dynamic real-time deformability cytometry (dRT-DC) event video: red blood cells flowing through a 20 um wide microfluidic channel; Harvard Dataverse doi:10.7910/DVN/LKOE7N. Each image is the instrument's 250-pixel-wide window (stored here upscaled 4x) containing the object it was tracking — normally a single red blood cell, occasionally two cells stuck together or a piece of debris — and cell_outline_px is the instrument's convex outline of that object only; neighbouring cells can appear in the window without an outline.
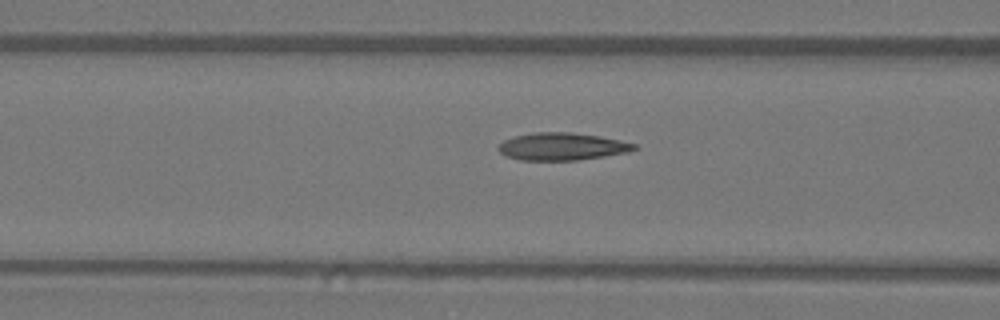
{"species": "Egyptian fruit bat (a non-hibernating species)", "species_latin": "Rousettus aegyptiacus", "temperature_condition": "warm", "stored_images_in_passage": 29, "camera_frame_rate_fps": 3000, "um_per_image_px": 0.085, "animal": {"sex": "female"}, "frame": {"image": 1, "passage_image": 15, "time_ms": 4.667, "image_size_px": [1000, 320], "cell_outline_px": [[636, 148], [628, 152], [604, 156], [576, 160], [520, 160], [508, 156], [500, 152], [496, 148], [504, 140], [516, 136], [532, 132], [572, 132], [600, 136], [636, 144]], "centroid_in_image_um": [47.75, 12.45], "position_along_channel_um": 118.8, "area_um2": 21.56}}
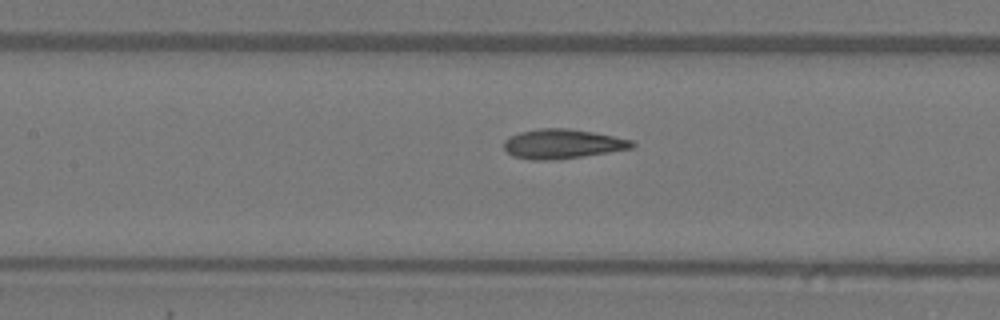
{"frame": {"image": 2, "passage_image": 18, "time_ms": 5.667, "image_size_px": [1000, 320], "cell_outline_px": [[636, 144], [632, 148], [608, 152], [552, 160], [532, 160], [512, 156], [504, 148], [504, 140], [508, 136], [520, 132], [540, 128], [568, 128], [592, 132], [632, 140]], "centroid_in_image_um": [47.76, 12.22], "position_along_channel_um": 159.6, "area_um2": 21.85}}
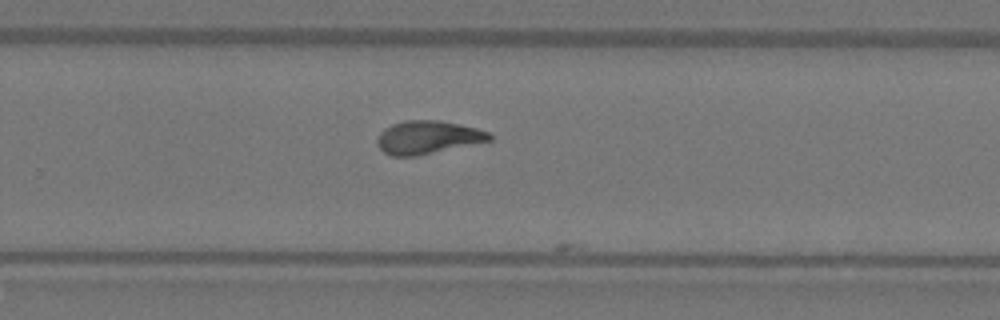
{"frame": {"image": 3, "passage_image": 28, "time_ms": 9.0, "image_size_px": [1000, 320], "cell_outline_px": [[492, 140], [416, 156], [392, 156], [384, 152], [376, 144], [376, 140], [380, 132], [384, 128], [392, 124], [404, 120], [440, 120], [476, 128], [488, 132], [492, 136]], "centroid_in_image_um": [36.32, 11.67], "position_along_channel_um": 293.5, "area_um2": 21.62}}